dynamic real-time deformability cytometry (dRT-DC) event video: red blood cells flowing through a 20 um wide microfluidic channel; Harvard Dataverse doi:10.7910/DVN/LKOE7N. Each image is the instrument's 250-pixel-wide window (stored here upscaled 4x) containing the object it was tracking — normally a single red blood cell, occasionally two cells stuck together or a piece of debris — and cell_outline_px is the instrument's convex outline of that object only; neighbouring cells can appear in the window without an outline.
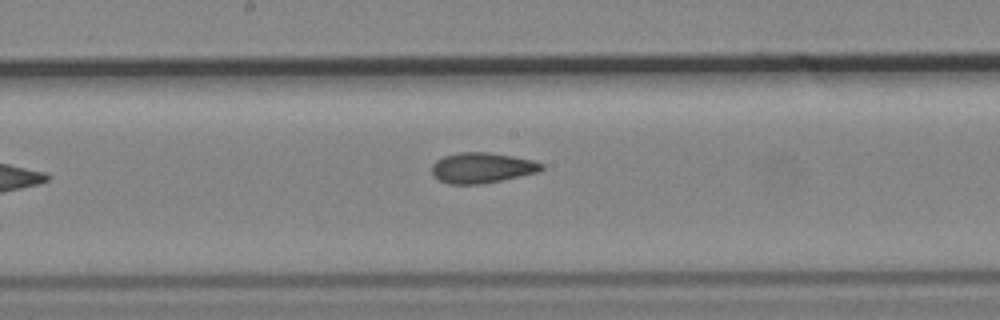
{"species": "common noctule bat (a hibernating species)", "species_latin": "Nyctalus noctula", "temperature_condition": "cold", "stored_images_in_passage": 5, "camera_frame_rate_fps": 3000, "um_per_image_px": 0.085, "animal": {"sex": "male", "body_mass_g": 19.2, "forearm_length_mm": 51.8}, "frame": {"image": 1, "passage_image": 5, "time_ms": 5.0, "image_size_px": [1000, 320], "cell_outline_px": [[544, 168], [540, 172], [480, 184], [448, 184], [432, 176], [432, 164], [436, 160], [444, 156], [460, 152], [488, 152], [512, 156], [532, 160], [544, 164]], "centroid_in_image_um": [40.96, 14.26], "position_along_channel_um": 207.2, "area_um2": 19.48}}